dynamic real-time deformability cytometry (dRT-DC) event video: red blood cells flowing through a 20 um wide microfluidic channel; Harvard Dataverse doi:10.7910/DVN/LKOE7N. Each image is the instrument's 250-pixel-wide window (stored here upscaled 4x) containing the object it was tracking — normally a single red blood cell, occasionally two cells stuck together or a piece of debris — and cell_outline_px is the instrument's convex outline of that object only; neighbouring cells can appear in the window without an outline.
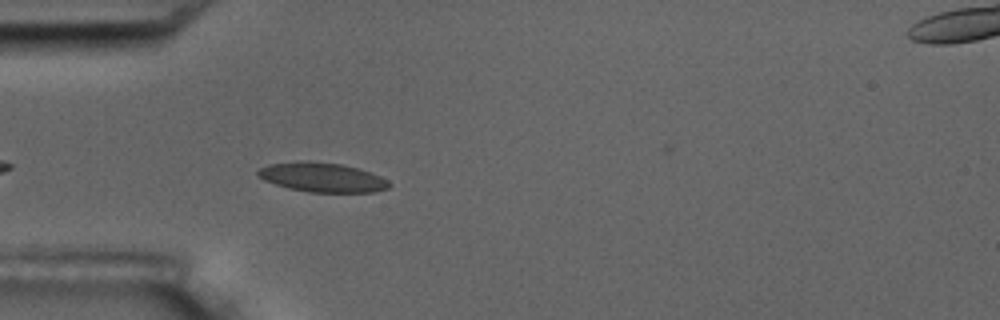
{"species": "common noctule bat (a hibernating species)", "species_latin": "Nyctalus noctula", "temperature_condition": "room temperature", "stored_images_in_passage": 5, "camera_frame_rate_fps": 3000, "um_per_image_px": 0.085, "animal": {"sex": "male", "body_mass_g": 17.5, "forearm_length_mm": 52.3}, "frame": {"image": 1, "passage_image": 5, "time_ms": 5.667, "image_size_px": [1000, 320], "cell_outline_px": [[392, 184], [388, 188], [372, 192], [308, 192], [288, 188], [264, 180], [256, 176], [256, 172], [260, 168], [268, 164], [308, 160], [340, 164], [356, 168], [380, 176], [388, 180]], "centroid_in_image_um": [27.35, 15.07], "position_along_channel_um": 57.6, "area_um2": 22.43}}